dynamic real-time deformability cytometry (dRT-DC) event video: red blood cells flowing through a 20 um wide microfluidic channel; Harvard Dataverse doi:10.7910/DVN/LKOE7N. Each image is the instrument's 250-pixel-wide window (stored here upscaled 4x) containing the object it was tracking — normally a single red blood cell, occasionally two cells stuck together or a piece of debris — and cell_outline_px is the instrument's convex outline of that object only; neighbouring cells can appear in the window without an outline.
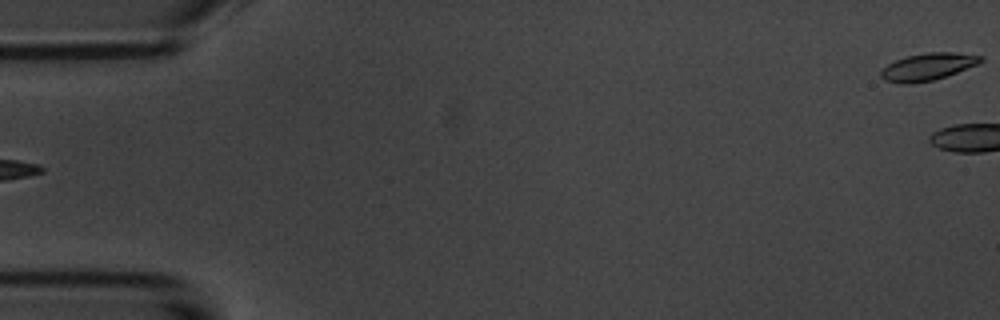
{"species": "common noctule bat (a hibernating species)", "species_latin": "Nyctalus noctula", "temperature_condition": "room temperature", "stored_images_in_passage": 4, "segment_of_instrument_passage": [2, 2], "camera_frame_rate_fps": 3000, "um_per_image_px": 0.085, "animal": {"sex": "male", "body_mass_g": 20.1, "forearm_length_mm": 53.5}, "frame": {"image": 1, "passage_image": 4, "time_ms": 3.667, "image_size_px": [1000, 320], "cell_outline_px": [[984, 60], [976, 64], [956, 72], [932, 80], [912, 84], [900, 84], [884, 80], [880, 76], [880, 72], [888, 64], [896, 60], [908, 56], [928, 52], [952, 52], [984, 56]], "centroid_in_image_um": [78.83, 5.68], "position_along_channel_um": 6.2, "area_um2": 15.61}}